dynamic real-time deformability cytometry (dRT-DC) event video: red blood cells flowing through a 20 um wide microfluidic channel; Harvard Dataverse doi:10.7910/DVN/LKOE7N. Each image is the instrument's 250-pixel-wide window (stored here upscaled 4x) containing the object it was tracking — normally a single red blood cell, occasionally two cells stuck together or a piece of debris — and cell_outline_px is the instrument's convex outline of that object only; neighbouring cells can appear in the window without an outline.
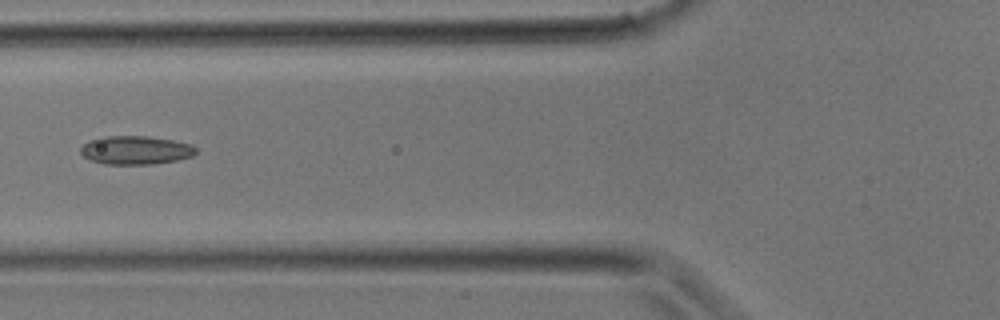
{"species": "common noctule bat (a hibernating species)", "species_latin": "Nyctalus noctula", "temperature_condition": "room temperature", "stored_images_in_passage": 17, "camera_frame_rate_fps": 3000, "um_per_image_px": 0.085, "animal": {"sex": "male", "body_mass_g": 17.9}, "frame": {"image": 1, "passage_image": 12, "time_ms": 3.667, "image_size_px": [1000, 320], "cell_outline_px": [[196, 152], [192, 156], [176, 160], [152, 164], [104, 164], [88, 160], [80, 152], [80, 148], [88, 140], [104, 136], [144, 136], [172, 140], [192, 144], [196, 148]], "centroid_in_image_um": [11.49, 12.76], "position_along_channel_um": 114.3, "area_um2": 19.19}}
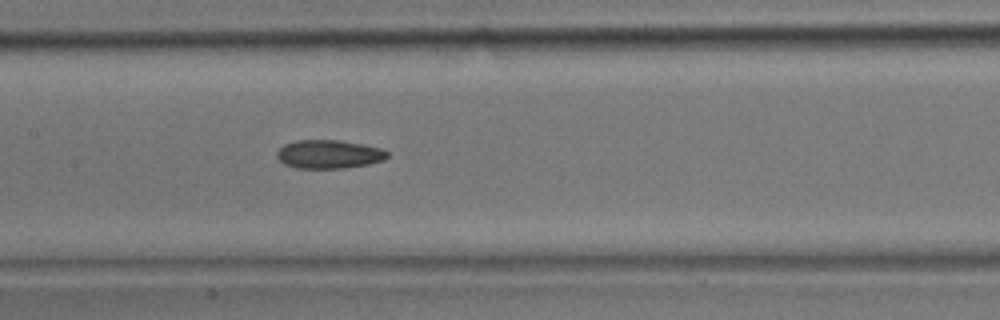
{"frame": {"image": 2, "passage_image": 15, "time_ms": 4.667, "image_size_px": [1000, 320], "cell_outline_px": [[388, 156], [384, 160], [368, 164], [344, 168], [296, 168], [284, 164], [276, 156], [276, 152], [284, 144], [296, 140], [336, 140], [364, 144], [380, 148], [388, 152]], "centroid_in_image_um": [27.94, 13.11], "position_along_channel_um": 179.5, "area_um2": 18.38}}